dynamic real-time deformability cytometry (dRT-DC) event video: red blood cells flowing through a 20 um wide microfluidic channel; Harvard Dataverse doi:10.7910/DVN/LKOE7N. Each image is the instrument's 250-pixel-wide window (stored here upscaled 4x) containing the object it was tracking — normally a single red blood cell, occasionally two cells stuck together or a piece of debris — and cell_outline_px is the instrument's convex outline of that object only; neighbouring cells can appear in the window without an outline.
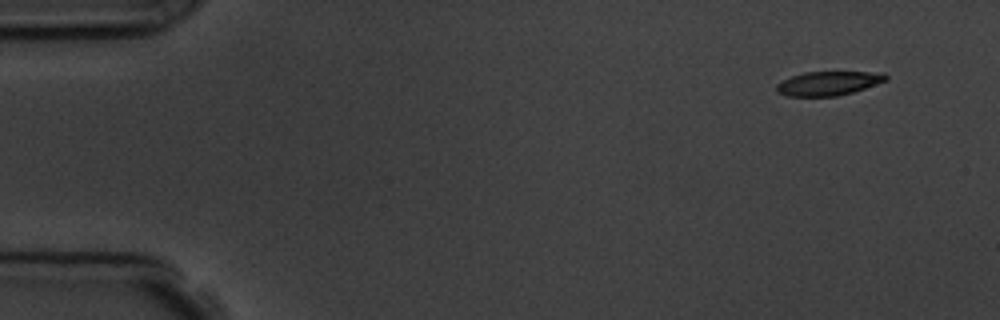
{"species": "common noctule bat (a hibernating species)", "species_latin": "Nyctalus noctula", "temperature_condition": "room temperature", "stored_images_in_passage": 9, "camera_frame_rate_fps": 3000, "um_per_image_px": 0.085, "animal": {"sex": "male", "body_mass_g": 19.5, "forearm_length_mm": 54.6}, "frame": {"image": 1, "passage_image": 1, "time_ms": 0.0, "image_size_px": [1000, 320], "cell_outline_px": [[888, 80], [852, 92], [836, 96], [784, 96], [776, 92], [776, 84], [792, 76], [804, 72], [884, 72], [888, 76]], "centroid_in_image_um": [70.41, 7.08], "position_along_channel_um": 14.6, "area_um2": 15.32}}
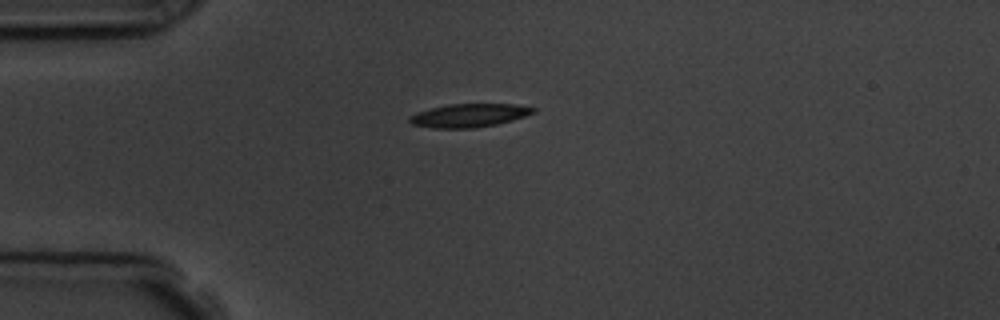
{"frame": {"image": 2, "passage_image": 4, "time_ms": 3.333, "image_size_px": [1000, 320], "cell_outline_px": [[536, 112], [512, 120], [496, 124], [476, 128], [432, 128], [412, 124], [408, 120], [408, 116], [416, 112], [448, 104], [516, 104], [536, 108]], "centroid_in_image_um": [39.86, 9.81], "position_along_channel_um": 45.1, "area_um2": 16.88}}